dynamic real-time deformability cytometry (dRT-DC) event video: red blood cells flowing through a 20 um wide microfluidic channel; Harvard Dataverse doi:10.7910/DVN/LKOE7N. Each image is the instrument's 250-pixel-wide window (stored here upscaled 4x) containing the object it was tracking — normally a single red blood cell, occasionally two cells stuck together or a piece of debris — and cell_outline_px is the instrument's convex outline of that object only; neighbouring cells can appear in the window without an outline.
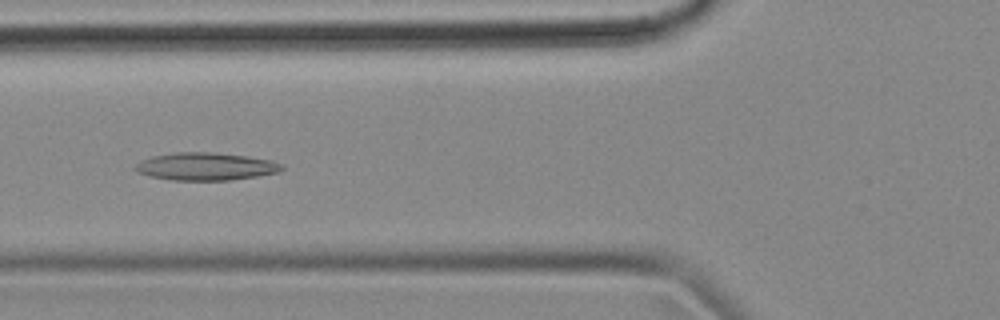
{"species": "common noctule bat (a hibernating species)", "species_latin": "Nyctalus noctula", "temperature_condition": "cold", "stored_images_in_passage": 53, "camera_frame_rate_fps": 3000, "um_per_image_px": 0.085, "animal": {"sex": "female", "body_mass_g": 18.4}, "frame": {"image": 1, "passage_image": 19, "time_ms": 6.0, "image_size_px": [1000, 320], "cell_outline_px": [[284, 168], [280, 172], [256, 176], [228, 180], [172, 180], [148, 176], [136, 172], [132, 168], [140, 160], [152, 156], [176, 152], [216, 152], [248, 156], [272, 160], [284, 164]], "centroid_in_image_um": [17.48, 14.14], "position_along_channel_um": 108.3, "area_um2": 23.93}}
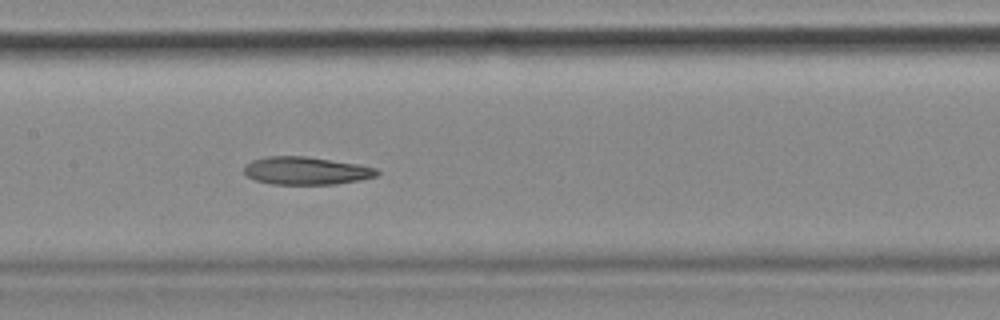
{"frame": {"image": 2, "passage_image": 25, "time_ms": 8.0, "image_size_px": [1000, 320], "cell_outline_px": [[380, 172], [376, 176], [360, 180], [336, 184], [272, 184], [256, 180], [248, 176], [244, 172], [244, 164], [252, 160], [264, 156], [308, 156], [356, 164], [376, 168]], "centroid_in_image_um": [25.99, 14.5], "position_along_channel_um": 181.4, "area_um2": 21.56}}
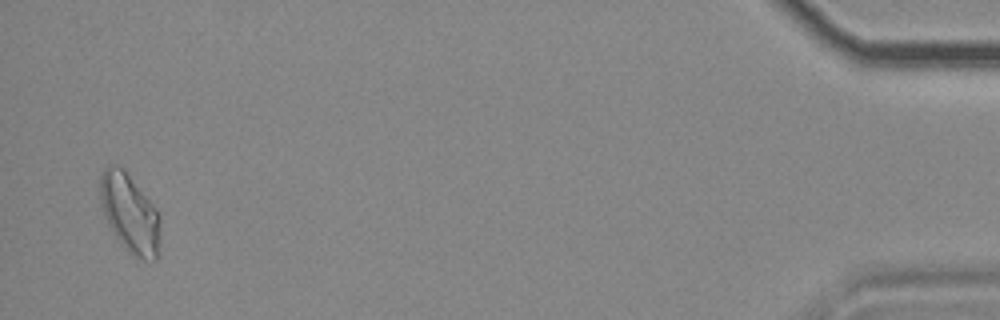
{"frame": {"image": 3, "passage_image": 52, "time_ms": 17.0, "image_size_px": [1000, 320], "cell_outline_px": [[160, 256], [156, 260], [144, 260], [128, 252], [124, 248], [112, 232], [104, 216], [100, 204], [100, 176], [104, 168], [108, 164], [116, 164], [128, 176], [156, 208], [160, 216]], "centroid_in_image_um": [11.04, 18.19], "position_along_channel_um": 424.2, "area_um2": 27.69}}